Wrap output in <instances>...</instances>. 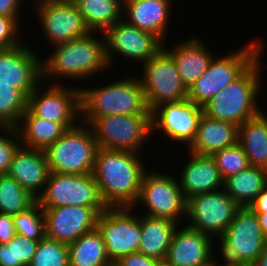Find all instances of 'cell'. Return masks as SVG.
Returning a JSON list of instances; mask_svg holds the SVG:
<instances>
[{"instance_id": "1", "label": "cell", "mask_w": 267, "mask_h": 266, "mask_svg": "<svg viewBox=\"0 0 267 266\" xmlns=\"http://www.w3.org/2000/svg\"><path fill=\"white\" fill-rule=\"evenodd\" d=\"M138 153L99 148L93 176L107 207H136L146 168Z\"/></svg>"}, {"instance_id": "2", "label": "cell", "mask_w": 267, "mask_h": 266, "mask_svg": "<svg viewBox=\"0 0 267 266\" xmlns=\"http://www.w3.org/2000/svg\"><path fill=\"white\" fill-rule=\"evenodd\" d=\"M96 31L53 46V53L41 61L42 81L50 77H67L78 81L110 68L105 57V38L94 37Z\"/></svg>"}, {"instance_id": "3", "label": "cell", "mask_w": 267, "mask_h": 266, "mask_svg": "<svg viewBox=\"0 0 267 266\" xmlns=\"http://www.w3.org/2000/svg\"><path fill=\"white\" fill-rule=\"evenodd\" d=\"M258 42L259 57L237 79L203 106V114L209 118L228 121L239 126L261 112L257 103V94L262 89L259 66L262 65L260 58L263 46L260 39Z\"/></svg>"}, {"instance_id": "4", "label": "cell", "mask_w": 267, "mask_h": 266, "mask_svg": "<svg viewBox=\"0 0 267 266\" xmlns=\"http://www.w3.org/2000/svg\"><path fill=\"white\" fill-rule=\"evenodd\" d=\"M82 123L89 125L95 118L110 115L151 114L139 78H123L98 88H80Z\"/></svg>"}, {"instance_id": "5", "label": "cell", "mask_w": 267, "mask_h": 266, "mask_svg": "<svg viewBox=\"0 0 267 266\" xmlns=\"http://www.w3.org/2000/svg\"><path fill=\"white\" fill-rule=\"evenodd\" d=\"M82 126L78 124L68 129L45 150L50 172L75 175L93 173L99 146L91 127L87 124Z\"/></svg>"}, {"instance_id": "6", "label": "cell", "mask_w": 267, "mask_h": 266, "mask_svg": "<svg viewBox=\"0 0 267 266\" xmlns=\"http://www.w3.org/2000/svg\"><path fill=\"white\" fill-rule=\"evenodd\" d=\"M259 57L258 40L229 55L214 57L209 68L188 89L187 99L203 107L213 96L237 79Z\"/></svg>"}, {"instance_id": "7", "label": "cell", "mask_w": 267, "mask_h": 266, "mask_svg": "<svg viewBox=\"0 0 267 266\" xmlns=\"http://www.w3.org/2000/svg\"><path fill=\"white\" fill-rule=\"evenodd\" d=\"M225 265L252 266L263 251L267 238L262 232L256 213L249 207H241L218 237Z\"/></svg>"}, {"instance_id": "8", "label": "cell", "mask_w": 267, "mask_h": 266, "mask_svg": "<svg viewBox=\"0 0 267 266\" xmlns=\"http://www.w3.org/2000/svg\"><path fill=\"white\" fill-rule=\"evenodd\" d=\"M42 209L61 206L93 208L99 215L107 208L93 174L50 172L43 193L37 198Z\"/></svg>"}, {"instance_id": "9", "label": "cell", "mask_w": 267, "mask_h": 266, "mask_svg": "<svg viewBox=\"0 0 267 266\" xmlns=\"http://www.w3.org/2000/svg\"><path fill=\"white\" fill-rule=\"evenodd\" d=\"M89 126L99 148L108 150L138 153L152 133L151 114L97 117Z\"/></svg>"}, {"instance_id": "10", "label": "cell", "mask_w": 267, "mask_h": 266, "mask_svg": "<svg viewBox=\"0 0 267 266\" xmlns=\"http://www.w3.org/2000/svg\"><path fill=\"white\" fill-rule=\"evenodd\" d=\"M142 65L144 74L139 79L150 111L166 102L187 99L188 90L182 83L173 56L165 46Z\"/></svg>"}, {"instance_id": "11", "label": "cell", "mask_w": 267, "mask_h": 266, "mask_svg": "<svg viewBox=\"0 0 267 266\" xmlns=\"http://www.w3.org/2000/svg\"><path fill=\"white\" fill-rule=\"evenodd\" d=\"M132 210L133 207H107L98 217L96 228L112 264L123 256L138 252L141 244V215H132Z\"/></svg>"}, {"instance_id": "12", "label": "cell", "mask_w": 267, "mask_h": 266, "mask_svg": "<svg viewBox=\"0 0 267 266\" xmlns=\"http://www.w3.org/2000/svg\"><path fill=\"white\" fill-rule=\"evenodd\" d=\"M151 172V173H150ZM147 206V216L164 218L178 223L186 215L187 200L177 180L167 174L146 171L136 203Z\"/></svg>"}, {"instance_id": "13", "label": "cell", "mask_w": 267, "mask_h": 266, "mask_svg": "<svg viewBox=\"0 0 267 266\" xmlns=\"http://www.w3.org/2000/svg\"><path fill=\"white\" fill-rule=\"evenodd\" d=\"M241 207L225 190L195 195L187 199L186 218L188 227L202 233L220 237Z\"/></svg>"}, {"instance_id": "14", "label": "cell", "mask_w": 267, "mask_h": 266, "mask_svg": "<svg viewBox=\"0 0 267 266\" xmlns=\"http://www.w3.org/2000/svg\"><path fill=\"white\" fill-rule=\"evenodd\" d=\"M35 4L38 22L53 46L91 32L73 0H42Z\"/></svg>"}, {"instance_id": "15", "label": "cell", "mask_w": 267, "mask_h": 266, "mask_svg": "<svg viewBox=\"0 0 267 266\" xmlns=\"http://www.w3.org/2000/svg\"><path fill=\"white\" fill-rule=\"evenodd\" d=\"M28 96L27 108L37 117L62 124L67 130L75 127L76 119L81 117L80 89L65 88L58 83L46 87L41 93V86ZM80 115L79 117H77ZM77 117V118H76ZM77 123V124H76Z\"/></svg>"}, {"instance_id": "16", "label": "cell", "mask_w": 267, "mask_h": 266, "mask_svg": "<svg viewBox=\"0 0 267 266\" xmlns=\"http://www.w3.org/2000/svg\"><path fill=\"white\" fill-rule=\"evenodd\" d=\"M103 35L105 57L109 67L115 63L113 58L116 53L117 56L122 55L127 57L126 59L145 63L165 45L154 34L128 24L125 19L107 28Z\"/></svg>"}, {"instance_id": "17", "label": "cell", "mask_w": 267, "mask_h": 266, "mask_svg": "<svg viewBox=\"0 0 267 266\" xmlns=\"http://www.w3.org/2000/svg\"><path fill=\"white\" fill-rule=\"evenodd\" d=\"M202 114L203 107L188 99L163 103L151 111L152 133L161 128L167 138L186 142L188 148L196 137Z\"/></svg>"}, {"instance_id": "18", "label": "cell", "mask_w": 267, "mask_h": 266, "mask_svg": "<svg viewBox=\"0 0 267 266\" xmlns=\"http://www.w3.org/2000/svg\"><path fill=\"white\" fill-rule=\"evenodd\" d=\"M42 60L24 43L0 49V83L12 85L28 98L42 82Z\"/></svg>"}, {"instance_id": "19", "label": "cell", "mask_w": 267, "mask_h": 266, "mask_svg": "<svg viewBox=\"0 0 267 266\" xmlns=\"http://www.w3.org/2000/svg\"><path fill=\"white\" fill-rule=\"evenodd\" d=\"M45 237L69 244L97 227L99 214L83 206H61L43 209Z\"/></svg>"}, {"instance_id": "20", "label": "cell", "mask_w": 267, "mask_h": 266, "mask_svg": "<svg viewBox=\"0 0 267 266\" xmlns=\"http://www.w3.org/2000/svg\"><path fill=\"white\" fill-rule=\"evenodd\" d=\"M177 227L164 262L169 266H214L213 246L209 234Z\"/></svg>"}, {"instance_id": "21", "label": "cell", "mask_w": 267, "mask_h": 266, "mask_svg": "<svg viewBox=\"0 0 267 266\" xmlns=\"http://www.w3.org/2000/svg\"><path fill=\"white\" fill-rule=\"evenodd\" d=\"M7 174L24 190L38 198L43 193L50 174L45 151L20 146L13 155Z\"/></svg>"}, {"instance_id": "22", "label": "cell", "mask_w": 267, "mask_h": 266, "mask_svg": "<svg viewBox=\"0 0 267 266\" xmlns=\"http://www.w3.org/2000/svg\"><path fill=\"white\" fill-rule=\"evenodd\" d=\"M171 0H123L125 21L141 30L157 36L162 42L166 39Z\"/></svg>"}, {"instance_id": "23", "label": "cell", "mask_w": 267, "mask_h": 266, "mask_svg": "<svg viewBox=\"0 0 267 266\" xmlns=\"http://www.w3.org/2000/svg\"><path fill=\"white\" fill-rule=\"evenodd\" d=\"M188 154H190L189 161L182 169L178 180L186 200L198 194L222 189L223 179L214 159L209 155H196L189 152Z\"/></svg>"}, {"instance_id": "24", "label": "cell", "mask_w": 267, "mask_h": 266, "mask_svg": "<svg viewBox=\"0 0 267 266\" xmlns=\"http://www.w3.org/2000/svg\"><path fill=\"white\" fill-rule=\"evenodd\" d=\"M172 48L173 50L167 51L173 56L182 83L188 90L209 68L215 55L196 36L186 42H179Z\"/></svg>"}, {"instance_id": "25", "label": "cell", "mask_w": 267, "mask_h": 266, "mask_svg": "<svg viewBox=\"0 0 267 266\" xmlns=\"http://www.w3.org/2000/svg\"><path fill=\"white\" fill-rule=\"evenodd\" d=\"M238 140V126L228 121L209 118L202 114L197 134L191 145L186 148L189 153L209 155L234 145Z\"/></svg>"}, {"instance_id": "26", "label": "cell", "mask_w": 267, "mask_h": 266, "mask_svg": "<svg viewBox=\"0 0 267 266\" xmlns=\"http://www.w3.org/2000/svg\"><path fill=\"white\" fill-rule=\"evenodd\" d=\"M21 146L45 151L57 141L67 129L60 123L35 116L28 108L16 126Z\"/></svg>"}, {"instance_id": "27", "label": "cell", "mask_w": 267, "mask_h": 266, "mask_svg": "<svg viewBox=\"0 0 267 266\" xmlns=\"http://www.w3.org/2000/svg\"><path fill=\"white\" fill-rule=\"evenodd\" d=\"M177 224L168 219L142 215L138 252L164 262Z\"/></svg>"}, {"instance_id": "28", "label": "cell", "mask_w": 267, "mask_h": 266, "mask_svg": "<svg viewBox=\"0 0 267 266\" xmlns=\"http://www.w3.org/2000/svg\"><path fill=\"white\" fill-rule=\"evenodd\" d=\"M250 166L267 170V116L261 111L238 126V140Z\"/></svg>"}, {"instance_id": "29", "label": "cell", "mask_w": 267, "mask_h": 266, "mask_svg": "<svg viewBox=\"0 0 267 266\" xmlns=\"http://www.w3.org/2000/svg\"><path fill=\"white\" fill-rule=\"evenodd\" d=\"M266 185L267 170L250 165L223 181V189L240 207H249Z\"/></svg>"}, {"instance_id": "30", "label": "cell", "mask_w": 267, "mask_h": 266, "mask_svg": "<svg viewBox=\"0 0 267 266\" xmlns=\"http://www.w3.org/2000/svg\"><path fill=\"white\" fill-rule=\"evenodd\" d=\"M90 31L102 33L123 16V0H73ZM122 14V15H121Z\"/></svg>"}, {"instance_id": "31", "label": "cell", "mask_w": 267, "mask_h": 266, "mask_svg": "<svg viewBox=\"0 0 267 266\" xmlns=\"http://www.w3.org/2000/svg\"><path fill=\"white\" fill-rule=\"evenodd\" d=\"M69 266H109L105 243L96 228L68 244Z\"/></svg>"}, {"instance_id": "32", "label": "cell", "mask_w": 267, "mask_h": 266, "mask_svg": "<svg viewBox=\"0 0 267 266\" xmlns=\"http://www.w3.org/2000/svg\"><path fill=\"white\" fill-rule=\"evenodd\" d=\"M37 202V198L8 174L0 175V213L17 215L29 209Z\"/></svg>"}, {"instance_id": "33", "label": "cell", "mask_w": 267, "mask_h": 266, "mask_svg": "<svg viewBox=\"0 0 267 266\" xmlns=\"http://www.w3.org/2000/svg\"><path fill=\"white\" fill-rule=\"evenodd\" d=\"M28 98L9 84L0 83V126L16 127L27 110Z\"/></svg>"}, {"instance_id": "34", "label": "cell", "mask_w": 267, "mask_h": 266, "mask_svg": "<svg viewBox=\"0 0 267 266\" xmlns=\"http://www.w3.org/2000/svg\"><path fill=\"white\" fill-rule=\"evenodd\" d=\"M39 240L15 235L8 243L0 244V266H29Z\"/></svg>"}, {"instance_id": "35", "label": "cell", "mask_w": 267, "mask_h": 266, "mask_svg": "<svg viewBox=\"0 0 267 266\" xmlns=\"http://www.w3.org/2000/svg\"><path fill=\"white\" fill-rule=\"evenodd\" d=\"M13 224L16 235L31 240H40L45 237V219L43 209L38 202L29 209L14 215Z\"/></svg>"}, {"instance_id": "36", "label": "cell", "mask_w": 267, "mask_h": 266, "mask_svg": "<svg viewBox=\"0 0 267 266\" xmlns=\"http://www.w3.org/2000/svg\"><path fill=\"white\" fill-rule=\"evenodd\" d=\"M29 266H69L68 244L44 237Z\"/></svg>"}, {"instance_id": "37", "label": "cell", "mask_w": 267, "mask_h": 266, "mask_svg": "<svg viewBox=\"0 0 267 266\" xmlns=\"http://www.w3.org/2000/svg\"><path fill=\"white\" fill-rule=\"evenodd\" d=\"M211 157L214 159L223 181L249 166L247 155L238 142L214 152Z\"/></svg>"}, {"instance_id": "38", "label": "cell", "mask_w": 267, "mask_h": 266, "mask_svg": "<svg viewBox=\"0 0 267 266\" xmlns=\"http://www.w3.org/2000/svg\"><path fill=\"white\" fill-rule=\"evenodd\" d=\"M0 175L7 174L14 153L21 146L16 127L0 126ZM4 134V135H3Z\"/></svg>"}, {"instance_id": "39", "label": "cell", "mask_w": 267, "mask_h": 266, "mask_svg": "<svg viewBox=\"0 0 267 266\" xmlns=\"http://www.w3.org/2000/svg\"><path fill=\"white\" fill-rule=\"evenodd\" d=\"M19 19L0 14V49H10L21 44L16 37L21 31Z\"/></svg>"}, {"instance_id": "40", "label": "cell", "mask_w": 267, "mask_h": 266, "mask_svg": "<svg viewBox=\"0 0 267 266\" xmlns=\"http://www.w3.org/2000/svg\"><path fill=\"white\" fill-rule=\"evenodd\" d=\"M161 263L156 258L148 257L139 252L130 253L121 257L114 264L116 266H158Z\"/></svg>"}, {"instance_id": "41", "label": "cell", "mask_w": 267, "mask_h": 266, "mask_svg": "<svg viewBox=\"0 0 267 266\" xmlns=\"http://www.w3.org/2000/svg\"><path fill=\"white\" fill-rule=\"evenodd\" d=\"M15 235L13 216L0 213V244L8 243Z\"/></svg>"}, {"instance_id": "42", "label": "cell", "mask_w": 267, "mask_h": 266, "mask_svg": "<svg viewBox=\"0 0 267 266\" xmlns=\"http://www.w3.org/2000/svg\"><path fill=\"white\" fill-rule=\"evenodd\" d=\"M22 0H0V14L12 18H18Z\"/></svg>"}, {"instance_id": "43", "label": "cell", "mask_w": 267, "mask_h": 266, "mask_svg": "<svg viewBox=\"0 0 267 266\" xmlns=\"http://www.w3.org/2000/svg\"><path fill=\"white\" fill-rule=\"evenodd\" d=\"M254 212H267V185L249 206Z\"/></svg>"}, {"instance_id": "44", "label": "cell", "mask_w": 267, "mask_h": 266, "mask_svg": "<svg viewBox=\"0 0 267 266\" xmlns=\"http://www.w3.org/2000/svg\"><path fill=\"white\" fill-rule=\"evenodd\" d=\"M263 234L267 238V212H255Z\"/></svg>"}, {"instance_id": "45", "label": "cell", "mask_w": 267, "mask_h": 266, "mask_svg": "<svg viewBox=\"0 0 267 266\" xmlns=\"http://www.w3.org/2000/svg\"><path fill=\"white\" fill-rule=\"evenodd\" d=\"M252 266H267V241L264 244L263 251L261 252L259 258Z\"/></svg>"}, {"instance_id": "46", "label": "cell", "mask_w": 267, "mask_h": 266, "mask_svg": "<svg viewBox=\"0 0 267 266\" xmlns=\"http://www.w3.org/2000/svg\"><path fill=\"white\" fill-rule=\"evenodd\" d=\"M217 263H218V262L216 261V263H215L214 266H218ZM220 266H241V265H224V264H223V265H220Z\"/></svg>"}, {"instance_id": "47", "label": "cell", "mask_w": 267, "mask_h": 266, "mask_svg": "<svg viewBox=\"0 0 267 266\" xmlns=\"http://www.w3.org/2000/svg\"><path fill=\"white\" fill-rule=\"evenodd\" d=\"M158 266H169L165 262H161Z\"/></svg>"}]
</instances>
